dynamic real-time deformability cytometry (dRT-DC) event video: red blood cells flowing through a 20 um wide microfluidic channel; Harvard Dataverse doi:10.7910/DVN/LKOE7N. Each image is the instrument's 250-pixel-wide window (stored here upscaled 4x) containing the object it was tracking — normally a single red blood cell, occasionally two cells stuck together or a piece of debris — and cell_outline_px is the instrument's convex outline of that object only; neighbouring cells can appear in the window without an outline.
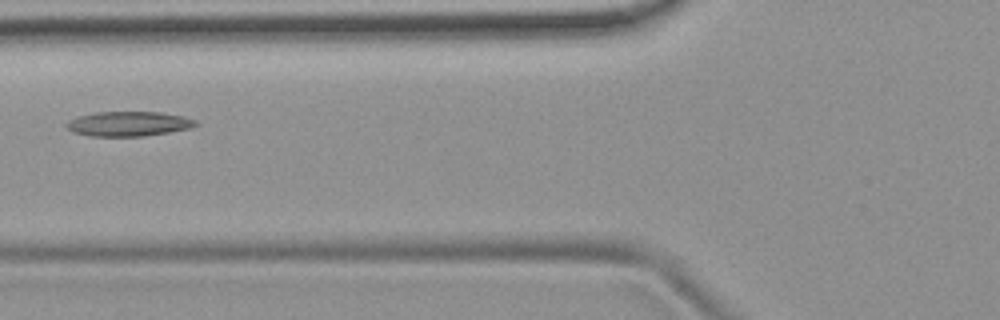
{"species": "common noctule bat (a hibernating species)", "species_latin": "Nyctalus noctula", "temperature_condition": "room temperature", "stored_images_in_passage": 3, "camera_frame_rate_fps": 3000, "um_per_image_px": 0.085, "animal": {"sex": "female", "body_mass_g": 19.9}, "frame": {"image": 1, "passage_image": 3, "time_ms": 0.667, "image_size_px": [1000, 320], "cell_outline_px": [[200, 124], [188, 128], [168, 132], [144, 136], [88, 136], [72, 132], [64, 124], [68, 120], [76, 116], [96, 112], [160, 112], [184, 116], [196, 120]], "centroid_in_image_um": [10.89, 10.52], "position_along_channel_um": 114.9, "area_um2": 18.73}}